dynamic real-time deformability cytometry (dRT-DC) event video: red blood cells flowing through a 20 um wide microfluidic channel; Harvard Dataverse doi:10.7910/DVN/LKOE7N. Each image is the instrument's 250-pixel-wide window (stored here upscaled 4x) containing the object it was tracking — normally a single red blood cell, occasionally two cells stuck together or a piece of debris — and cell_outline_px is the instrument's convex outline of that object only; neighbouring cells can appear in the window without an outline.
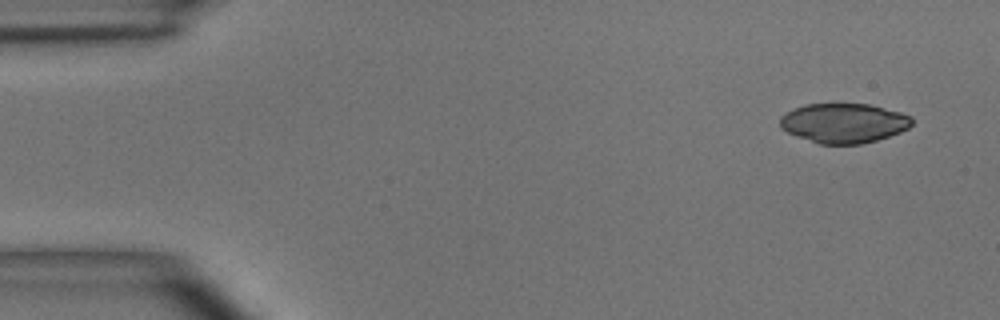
{"species": "common noctule bat (a hibernating species)", "species_latin": "Nyctalus noctula", "temperature_condition": "room temperature", "stored_images_in_passage": 4, "camera_frame_rate_fps": 3000, "um_per_image_px": 0.085, "animal": {"sex": "male", "body_mass_g": 15.6}, "frame": {"image": 1, "passage_image": 1, "time_ms": 0.0, "image_size_px": [1000, 320], "cell_outline_px": [[912, 124], [908, 128], [900, 132], [876, 140], [860, 144], [820, 144], [796, 136], [780, 128], [780, 116], [792, 108], [804, 104], [868, 104], [900, 112], [912, 116]], "centroid_in_image_um": [71.69, 10.46], "position_along_channel_um": 13.3, "area_um2": 30.46}}